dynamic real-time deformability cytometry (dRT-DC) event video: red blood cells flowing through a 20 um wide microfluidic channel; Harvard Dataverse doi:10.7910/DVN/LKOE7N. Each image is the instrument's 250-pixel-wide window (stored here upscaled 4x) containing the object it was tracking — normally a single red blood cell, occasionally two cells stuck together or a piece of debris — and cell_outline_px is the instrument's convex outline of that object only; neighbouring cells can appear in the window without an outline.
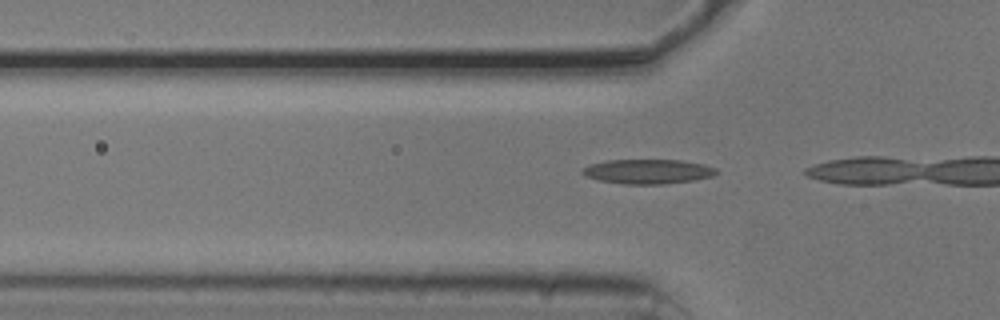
{"species": "common noctule bat (a hibernating species)", "species_latin": "Nyctalus noctula", "temperature_condition": "cold", "stored_images_in_passage": 4, "camera_frame_rate_fps": 3000, "um_per_image_px": 0.085, "animal": {"sex": "male", "body_mass_g": 20.5, "forearm_length_mm": 52.5}, "frame": {"image": 1, "passage_image": 2, "time_ms": 0.333, "image_size_px": [1000, 320], "cell_outline_px": [[716, 172], [712, 176], [692, 180], [664, 184], [624, 184], [600, 180], [584, 176], [580, 172], [580, 168], [588, 164], [608, 160], [680, 160], [704, 164], [716, 168]], "centroid_in_image_um": [54.99, 14.57], "position_along_channel_um": 70.8, "area_um2": 19.19}}